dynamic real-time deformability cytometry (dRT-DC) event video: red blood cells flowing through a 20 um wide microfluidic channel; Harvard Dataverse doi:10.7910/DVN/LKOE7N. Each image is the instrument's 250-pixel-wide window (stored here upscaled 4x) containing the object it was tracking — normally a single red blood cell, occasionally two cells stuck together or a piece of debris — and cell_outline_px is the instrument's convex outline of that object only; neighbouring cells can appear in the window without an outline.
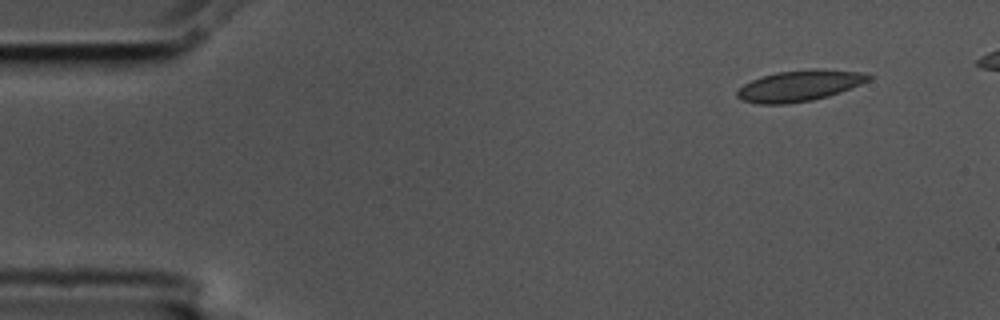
{"species": "common noctule bat (a hibernating species)", "species_latin": "Nyctalus noctula", "temperature_condition": "cold", "stored_images_in_passage": 50, "camera_frame_rate_fps": 3000, "um_per_image_px": 0.085, "animal": {"sex": "male", "body_mass_g": 17.5, "forearm_length_mm": 52.3}, "frame": {"image": 1, "passage_image": 1, "time_ms": 0.0, "image_size_px": [1000, 320], "cell_outline_px": [[872, 76], [868, 80], [860, 84], [840, 92], [828, 96], [812, 100], [788, 104], [756, 104], [740, 100], [736, 96], [736, 92], [744, 84], [752, 80], [776, 72], [816, 68], [864, 72]], "centroid_in_image_um": [67.93, 7.29], "position_along_channel_um": 17.1, "area_um2": 23.76}}
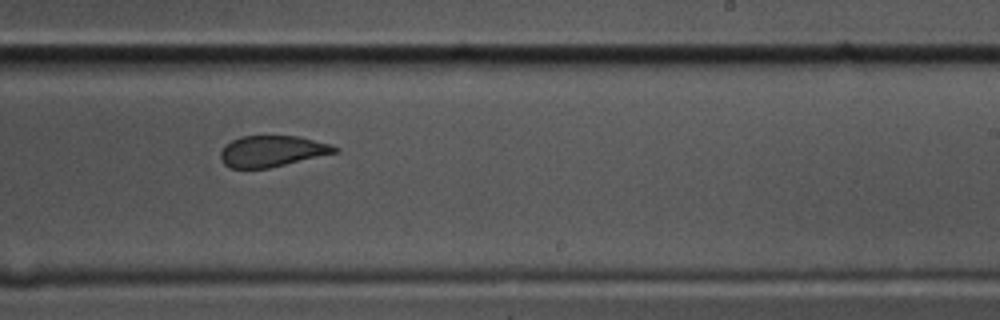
{"frame": {"image": 2, "passage_image": 30, "time_ms": 9.667, "image_size_px": [1000, 320], "cell_outline_px": [[340, 152], [268, 168], [228, 168], [220, 160], [220, 152], [224, 144], [240, 136], [300, 136], [328, 144], [340, 148]], "centroid_in_image_um": [23.1, 12.85], "position_along_channel_um": 265.9, "area_um2": 20.87}}
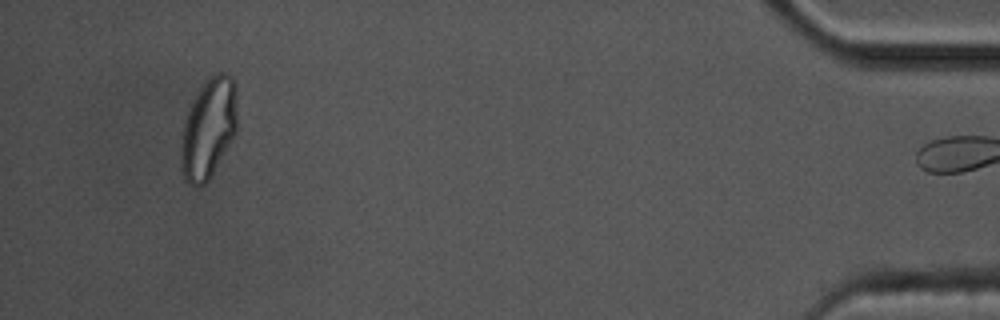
{"frame": {"image": 3, "passage_image": 49, "time_ms": 16.0, "image_size_px": [1000, 320], "cell_outline_px": [[236, 132], [208, 180], [204, 184], [188, 184], [184, 180], [180, 168], [180, 148], [184, 120], [196, 92], [216, 72], [224, 72], [232, 76], [236, 84]], "centroid_in_image_um": [17.7, 10.9], "position_along_channel_um": 417.5, "area_um2": 32.71}, "authors_computed_cell_mechanics": {"area_um2": 22.8888, "velocity_mm_per_s": 3.547, "shape_relaxation_time_tau1_ms": null, "shape_relaxation_time_tau2_ms": 1.0189, "deformation_change_tau1": null, "deformation_change_tau2": 0.0465}}